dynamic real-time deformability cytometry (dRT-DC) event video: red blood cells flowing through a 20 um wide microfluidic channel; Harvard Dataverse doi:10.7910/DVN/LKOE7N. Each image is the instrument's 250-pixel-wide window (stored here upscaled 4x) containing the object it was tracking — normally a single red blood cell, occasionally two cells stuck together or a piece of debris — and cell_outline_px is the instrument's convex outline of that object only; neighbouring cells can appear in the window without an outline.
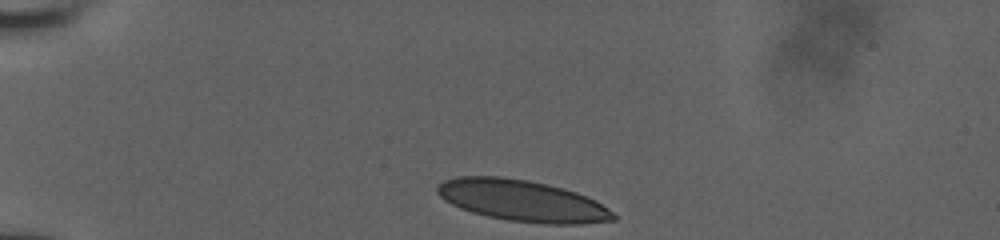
{"species": "human", "species_latin": "Homo sapiens", "temperature_condition": "room temperature", "stored_images_in_passage": 52, "camera_frame_rate_fps": 3000, "um_per_image_px": 0.085, "donor": {"sex": "male"}, "frame": {"image": 1, "passage_image": 1, "time_ms": 0.0, "image_size_px": [1000, 240], "cell_outline_px": [[616, 220], [584, 224], [544, 224], [508, 220], [488, 216], [472, 212], [460, 208], [444, 200], [436, 192], [436, 188], [444, 180], [456, 176], [500, 176], [528, 180], [576, 192], [596, 200], [608, 208], [616, 216]], "centroid_in_image_um": [44.39, 17.06], "position_along_channel_um": 40.6, "area_um2": 42.37}}
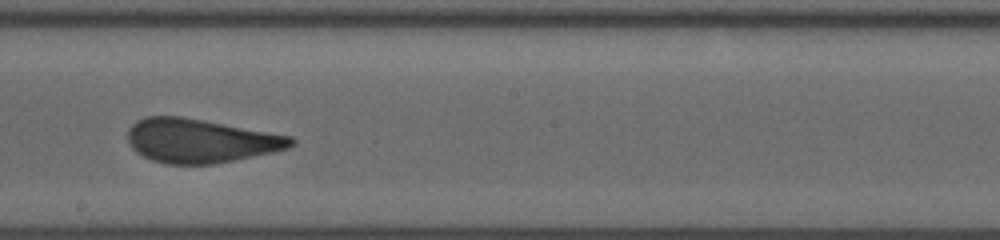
{"frame": {"image": 2, "passage_image": 27, "time_ms": 6.333, "image_size_px": [1000, 240], "cell_outline_px": [[296, 144], [288, 148], [272, 152], [212, 164], [168, 164], [152, 160], [136, 152], [128, 144], [128, 128], [136, 120], [148, 116], [180, 116], [204, 120], [292, 136], [296, 140]], "centroid_in_image_um": [17.01, 11.95], "position_along_channel_um": 231.2, "area_um2": 41.67}}
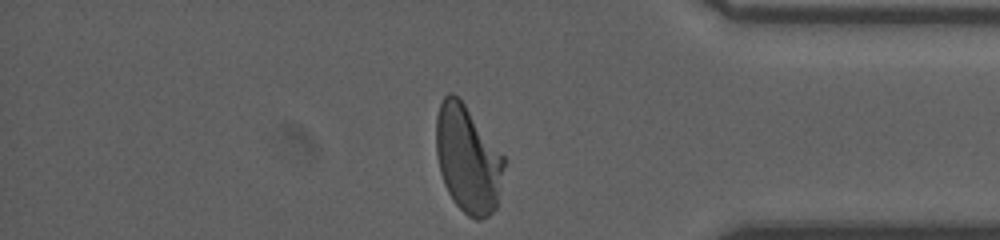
{"frame": {"image": 3, "passage_image": 51, "time_ms": 11.0, "image_size_px": [1000, 240], "cell_outline_px": [[504, 168], [496, 208], [488, 216], [480, 220], [476, 220], [468, 216], [452, 200], [444, 184], [440, 172], [436, 156], [436, 116], [440, 104], [444, 96], [448, 92], [452, 92], [464, 104], [504, 156]], "centroid_in_image_um": [39.74, 13.55], "position_along_channel_um": 395.5, "area_um2": 42.19}}